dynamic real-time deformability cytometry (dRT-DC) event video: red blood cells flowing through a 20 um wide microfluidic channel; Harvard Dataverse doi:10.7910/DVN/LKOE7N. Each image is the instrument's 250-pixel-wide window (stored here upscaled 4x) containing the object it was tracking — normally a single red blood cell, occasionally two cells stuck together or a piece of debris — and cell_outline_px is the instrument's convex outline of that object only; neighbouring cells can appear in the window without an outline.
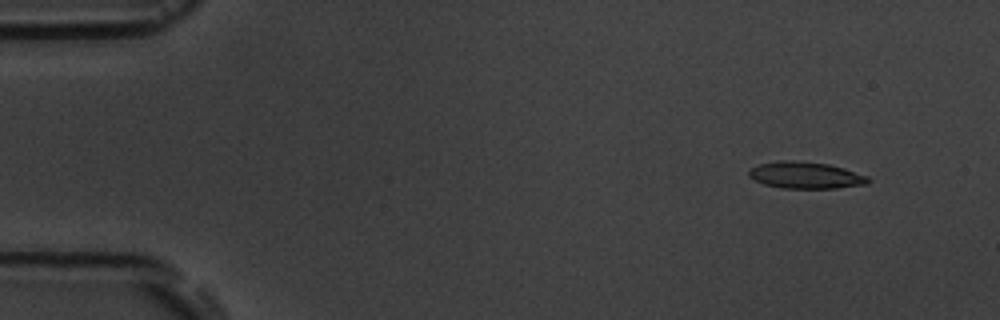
{"species": "common noctule bat (a hibernating species)", "species_latin": "Nyctalus noctula", "temperature_condition": "room temperature", "stored_images_in_passage": 5, "camera_frame_rate_fps": 3000, "um_per_image_px": 0.085, "animal": {"sex": "male", "body_mass_g": 19.5, "forearm_length_mm": 54.6}, "frame": {"image": 1, "passage_image": 2, "time_ms": 1.0, "image_size_px": [1000, 320], "cell_outline_px": [[872, 180], [868, 184], [836, 188], [780, 188], [764, 184], [748, 176], [748, 172], [752, 168], [760, 164], [784, 160], [792, 160], [828, 164], [844, 168], [868, 176]], "centroid_in_image_um": [68.52, 14.9], "position_along_channel_um": 16.5, "area_um2": 18.5}}
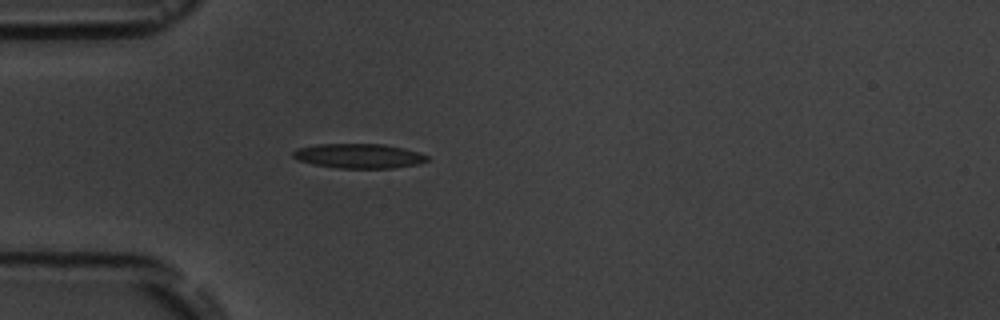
{"frame": {"image": 2, "passage_image": 5, "time_ms": 4.667, "image_size_px": [1000, 320], "cell_outline_px": [[428, 160], [416, 164], [392, 168], [340, 168], [312, 164], [300, 160], [292, 156], [292, 152], [296, 148], [316, 144], [384, 144], [404, 148], [428, 156]], "centroid_in_image_um": [30.46, 13.25], "position_along_channel_um": 54.5, "area_um2": 19.07}}